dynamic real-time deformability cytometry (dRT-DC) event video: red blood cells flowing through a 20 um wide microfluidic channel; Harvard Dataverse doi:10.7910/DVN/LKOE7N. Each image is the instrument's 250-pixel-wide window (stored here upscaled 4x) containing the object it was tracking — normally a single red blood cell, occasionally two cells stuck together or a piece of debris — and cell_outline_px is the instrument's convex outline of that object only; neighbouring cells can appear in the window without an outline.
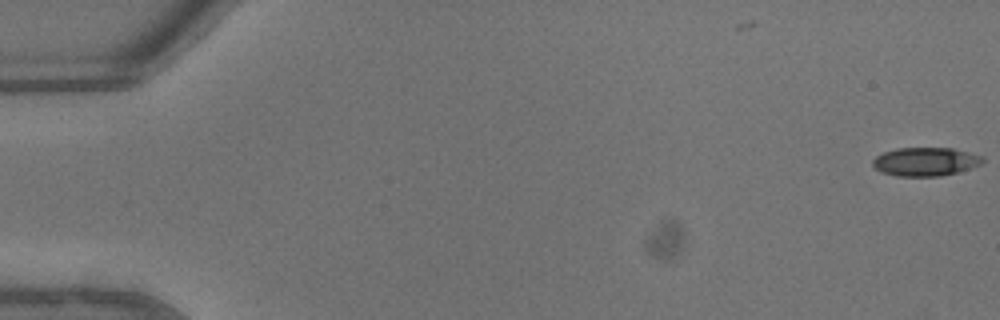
{"species": "common noctule bat (a hibernating species)", "species_latin": "Nyctalus noctula", "temperature_condition": "warm", "stored_images_in_passage": 2, "camera_frame_rate_fps": 3000, "um_per_image_px": 0.085, "animal": {"sex": "male", "body_mass_g": 13.3}, "frame": {"image": 1, "passage_image": 2, "time_ms": 0.333, "image_size_px": [1000, 320], "cell_outline_px": [[984, 160], [980, 164], [956, 172], [940, 176], [896, 176], [880, 172], [872, 164], [872, 160], [876, 156], [884, 152], [896, 148], [952, 148], [984, 156]], "centroid_in_image_um": [78.63, 13.73], "position_along_channel_um": 6.4, "area_um2": 18.21}}